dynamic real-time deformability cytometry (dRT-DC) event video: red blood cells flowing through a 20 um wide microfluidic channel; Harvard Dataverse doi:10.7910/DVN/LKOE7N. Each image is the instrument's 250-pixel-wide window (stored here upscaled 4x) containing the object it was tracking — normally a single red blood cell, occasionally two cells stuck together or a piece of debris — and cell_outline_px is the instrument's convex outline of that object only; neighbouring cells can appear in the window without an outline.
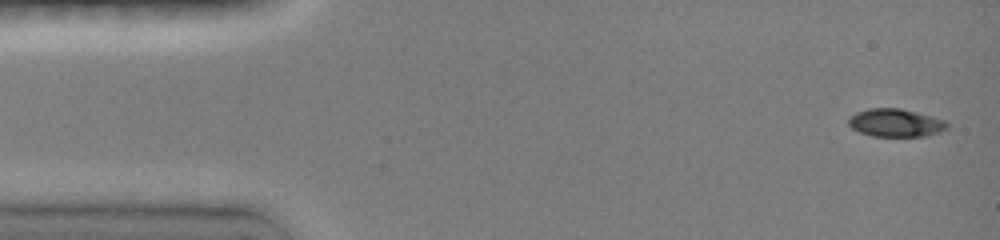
{"species": "common noctule bat (a hibernating species)", "species_latin": "Nyctalus noctula", "temperature_condition": "room temperature", "stored_images_in_passage": 42, "camera_frame_rate_fps": 3000, "um_per_image_px": 0.085, "animal": {"sex": "female", "body_mass_g": 19.0, "forearm_length_mm": 51.5}, "frame": {"image": 1, "passage_image": 1, "time_ms": 0.0, "image_size_px": [1000, 240], "cell_outline_px": [[948, 128], [924, 136], [872, 136], [860, 132], [852, 128], [848, 124], [848, 120], [856, 112], [868, 108], [900, 108], [932, 116], [944, 120], [948, 124]], "centroid_in_image_um": [76.1, 10.43], "position_along_channel_um": 8.9, "area_um2": 15.9}}
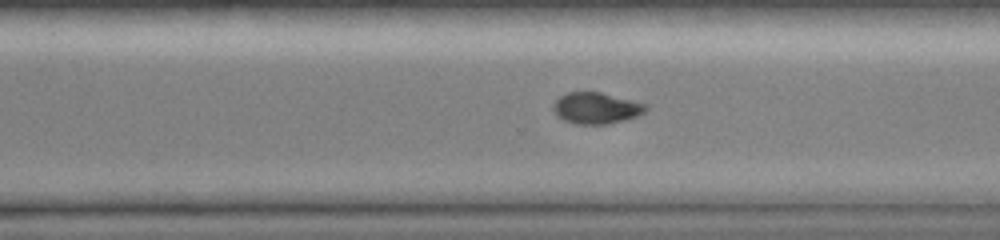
{"frame": {"image": 2, "passage_image": 29, "time_ms": 10.333, "image_size_px": [1000, 240], "cell_outline_px": [[648, 108], [644, 112], [636, 116], [624, 120], [604, 124], [576, 124], [564, 120], [552, 108], [556, 100], [560, 96], [568, 92], [600, 92], [648, 104]], "centroid_in_image_um": [50.7, 9.18], "position_along_channel_um": 319.9, "area_um2": 16.65}}
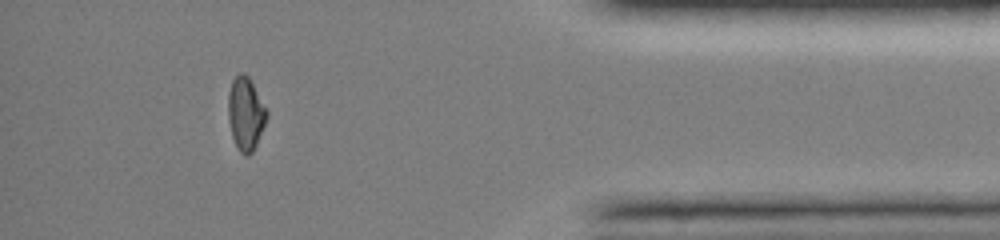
{"frame": {"image": 3, "passage_image": 37, "time_ms": 13.333, "image_size_px": [1000, 240], "cell_outline_px": [[268, 116], [256, 144], [252, 152], [248, 156], [244, 156], [236, 148], [232, 136], [228, 120], [228, 92], [232, 80], [240, 72], [244, 72], [252, 80], [268, 112]], "centroid_in_image_um": [20.87, 9.65], "position_along_channel_um": 414.3, "area_um2": 16.65}, "authors_computed_cell_mechanics": {"area_um2": 16.6753, "velocity_mm_per_s": 4.112, "shape_relaxation_time_tau1_ms": 2.24, "shape_relaxation_time_tau2_ms": null, "deformation_change_tau1": 0.1359, "deformation_change_tau2": null}}